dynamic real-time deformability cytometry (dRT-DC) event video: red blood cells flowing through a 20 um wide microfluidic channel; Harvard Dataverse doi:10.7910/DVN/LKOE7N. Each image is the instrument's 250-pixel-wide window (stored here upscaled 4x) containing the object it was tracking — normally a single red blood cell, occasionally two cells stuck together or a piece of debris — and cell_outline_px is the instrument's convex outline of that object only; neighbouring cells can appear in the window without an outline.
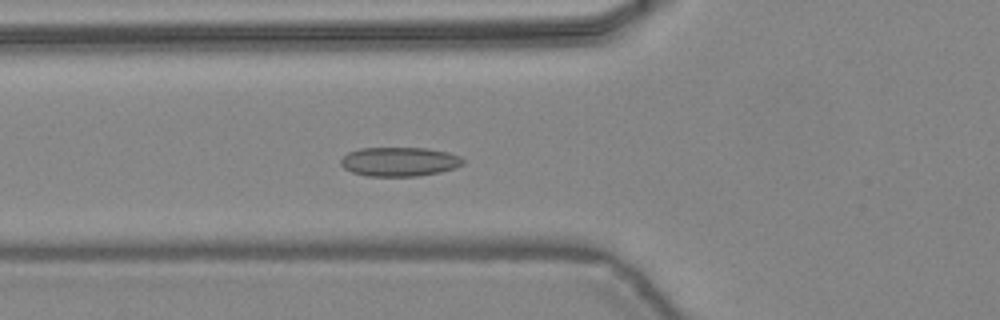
{"species": "common noctule bat (a hibernating species)", "species_latin": "Nyctalus noctula", "temperature_condition": "warm", "stored_images_in_passage": 39, "camera_frame_rate_fps": 3000, "um_per_image_px": 0.085, "animal": {"sex": "female", "body_mass_g": 24.6, "forearm_length_mm": 56.2}, "frame": {"image": 1, "passage_image": 9, "time_ms": 2.667, "image_size_px": [1000, 320], "cell_outline_px": [[464, 164], [456, 168], [440, 172], [416, 176], [368, 176], [352, 172], [344, 168], [340, 164], [340, 160], [348, 152], [360, 148], [428, 148], [448, 152], [460, 156], [464, 160]], "centroid_in_image_um": [33.96, 13.74], "position_along_channel_um": 91.8, "area_um2": 20.87}}
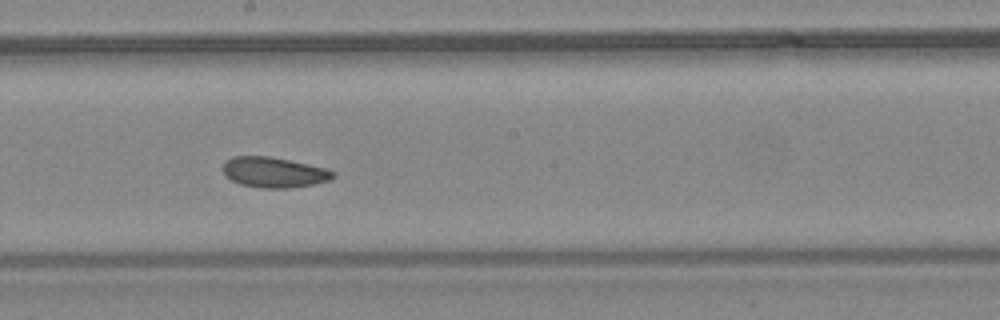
{"frame": {"image": 2, "passage_image": 18, "time_ms": 5.667, "image_size_px": [1000, 320], "cell_outline_px": [[336, 176], [328, 180], [312, 184], [288, 188], [260, 188], [240, 184], [232, 180], [224, 172], [224, 160], [232, 156], [268, 156], [328, 168], [336, 172]], "centroid_in_image_um": [23.3, 14.64], "position_along_channel_um": 224.9, "area_um2": 19.42}}
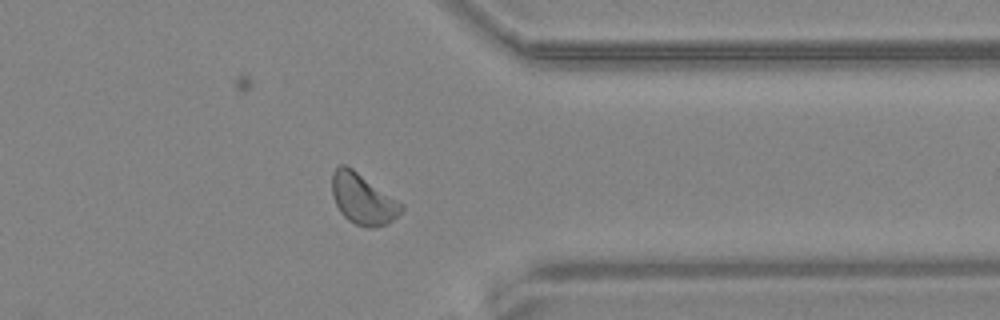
{"frame": {"image": 3, "passage_image": 29, "time_ms": 9.333, "image_size_px": [1000, 320], "cell_outline_px": [[404, 208], [388, 224], [372, 228], [368, 228], [356, 224], [348, 220], [340, 212], [332, 196], [332, 172], [340, 164], [344, 164], [352, 168], [404, 204]], "centroid_in_image_um": [30.84, 16.91], "position_along_channel_um": 380.6, "area_um2": 20.46}, "authors_computed_cell_mechanics": {"area_um2": 19.8832, "velocity_mm_per_s": 4.4185, "shape_relaxation_time_tau1_ms": 10.5594, "shape_relaxation_time_tau2_ms": 3.0458, "deformation_change_tau1": 0.1191, "deformation_change_tau2": 0.0932}}